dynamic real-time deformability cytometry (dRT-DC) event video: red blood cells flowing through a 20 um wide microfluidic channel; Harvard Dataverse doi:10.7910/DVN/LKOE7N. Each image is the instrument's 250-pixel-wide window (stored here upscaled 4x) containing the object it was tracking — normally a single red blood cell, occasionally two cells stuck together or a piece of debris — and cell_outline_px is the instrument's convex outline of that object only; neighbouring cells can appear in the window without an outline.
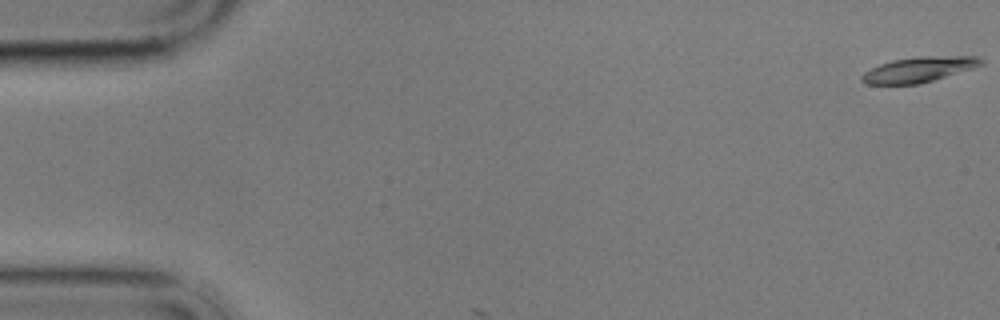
{"species": "common noctule bat (a hibernating species)", "species_latin": "Nyctalus noctula", "temperature_condition": "cold", "stored_images_in_passage": 4, "camera_frame_rate_fps": 3000, "um_per_image_px": 0.085, "animal": {"sex": "male", "body_mass_g": 17.9}, "frame": {"image": 1, "passage_image": 1, "time_ms": 0.0, "image_size_px": [1000, 320], "cell_outline_px": [[984, 64], [972, 68], [920, 84], [868, 84], [860, 80], [860, 76], [864, 72], [880, 64], [892, 60], [916, 56], [980, 56], [984, 60]], "centroid_in_image_um": [78.11, 5.9], "position_along_channel_um": 6.9, "area_um2": 17.57}}
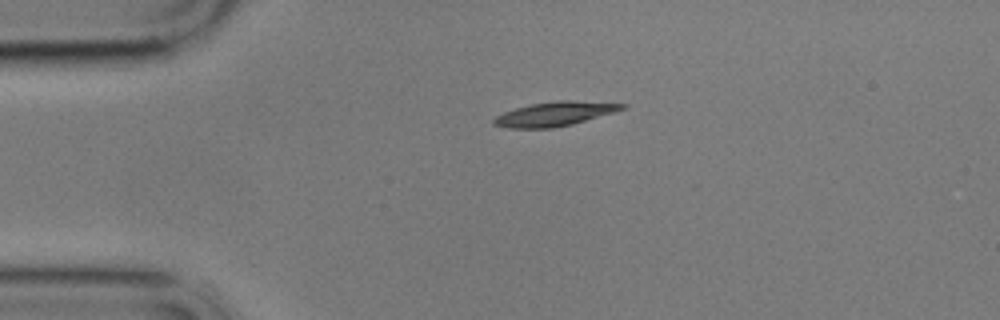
{"frame": {"image": 2, "passage_image": 3, "time_ms": 4.0, "image_size_px": [1000, 320], "cell_outline_px": [[628, 108], [616, 112], [572, 124], [552, 128], [508, 128], [492, 124], [492, 120], [496, 116], [504, 112], [516, 108], [532, 104], [556, 100], [568, 100], [628, 104]], "centroid_in_image_um": [47.19, 9.68], "position_along_channel_um": 37.8, "area_um2": 18.15}}